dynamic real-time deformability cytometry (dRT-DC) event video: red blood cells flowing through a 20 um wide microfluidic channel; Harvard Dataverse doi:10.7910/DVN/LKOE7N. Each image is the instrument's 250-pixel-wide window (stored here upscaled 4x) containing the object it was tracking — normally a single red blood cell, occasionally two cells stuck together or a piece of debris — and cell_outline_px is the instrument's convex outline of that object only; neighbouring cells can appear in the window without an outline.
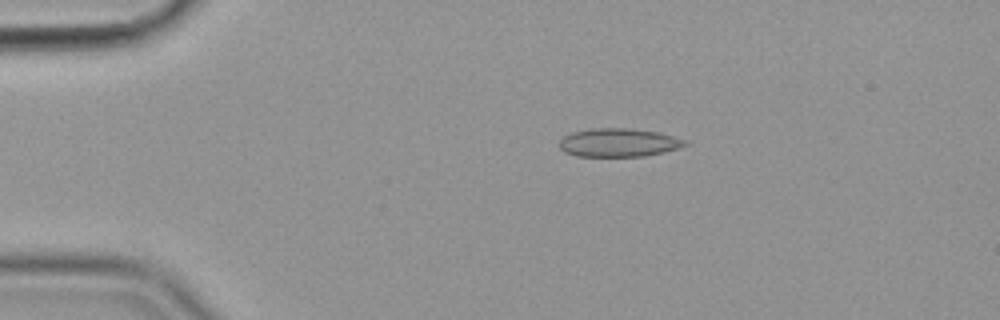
{"species": "common noctule bat (a hibernating species)", "species_latin": "Nyctalus noctula", "temperature_condition": "cold", "stored_images_in_passage": 49, "camera_frame_rate_fps": 3000, "um_per_image_px": 0.085, "animal": {"sex": "female", "body_mass_g": 19.9}, "frame": {"image": 1, "passage_image": 4, "time_ms": 1.0, "image_size_px": [1000, 320], "cell_outline_px": [[688, 144], [680, 148], [664, 152], [644, 156], [576, 156], [564, 152], [556, 144], [564, 136], [572, 132], [588, 128], [628, 128], [656, 132], [688, 140]], "centroid_in_image_um": [52.55, 12.12], "position_along_channel_um": 32.4, "area_um2": 20.98}}
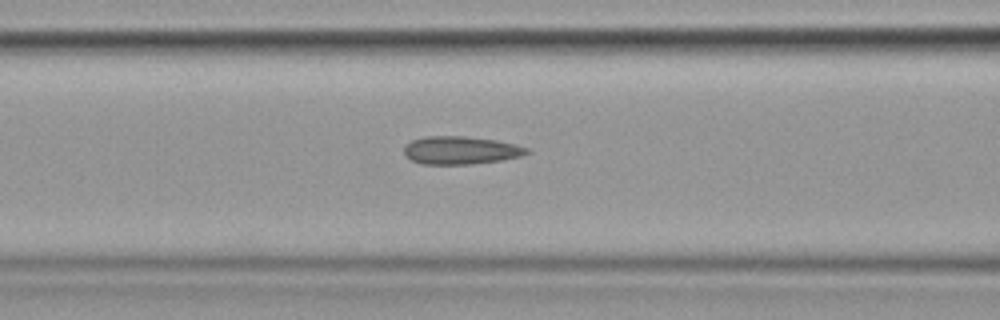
{"frame": {"image": 2, "passage_image": 16, "time_ms": 5.0, "image_size_px": [1000, 320], "cell_outline_px": [[532, 152], [520, 156], [500, 160], [472, 164], [420, 164], [408, 160], [404, 156], [404, 144], [412, 140], [424, 136], [464, 136], [496, 140], [516, 144], [528, 148]], "centroid_in_image_um": [39.11, 12.77], "position_along_channel_um": 127.5, "area_um2": 20.29}}
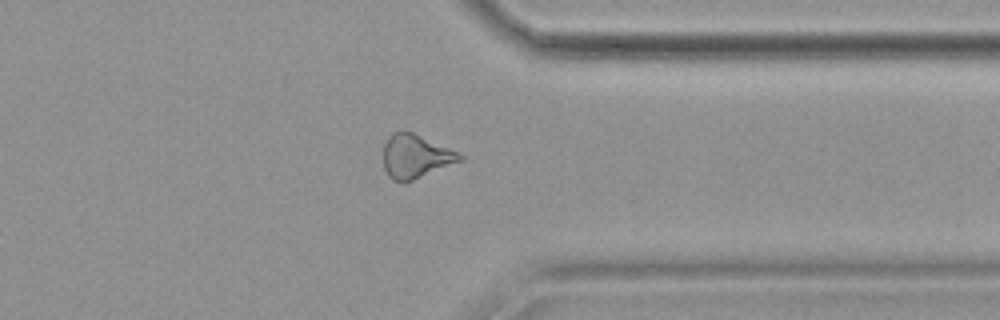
{"frame": {"image": 3, "passage_image": 37, "time_ms": 12.0, "image_size_px": [1000, 320], "cell_outline_px": [[464, 160], [412, 180], [392, 180], [388, 176], [384, 168], [384, 144], [388, 136], [392, 132], [400, 128], [412, 132], [448, 148], [464, 156]], "centroid_in_image_um": [35.29, 13.25], "position_along_channel_um": 376.1, "area_um2": 19.31}, "authors_computed_cell_mechanics": {"area_um2": 20.1722, "velocity_mm_per_s": 3.6031, "shape_relaxation_time_tau1_ms": null, "shape_relaxation_time_tau2_ms": 3.3744, "deformation_change_tau1": null, "deformation_change_tau2": 0.1035}}